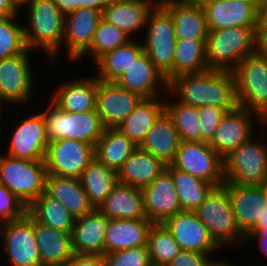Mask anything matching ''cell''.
Listing matches in <instances>:
<instances>
[{"label": "cell", "mask_w": 267, "mask_h": 266, "mask_svg": "<svg viewBox=\"0 0 267 266\" xmlns=\"http://www.w3.org/2000/svg\"><path fill=\"white\" fill-rule=\"evenodd\" d=\"M101 18V11L90 8H78L65 16L63 43L72 61H79L90 49Z\"/></svg>", "instance_id": "20"}, {"label": "cell", "mask_w": 267, "mask_h": 266, "mask_svg": "<svg viewBox=\"0 0 267 266\" xmlns=\"http://www.w3.org/2000/svg\"><path fill=\"white\" fill-rule=\"evenodd\" d=\"M97 86V77L66 81L54 92L53 103L69 113L95 110Z\"/></svg>", "instance_id": "32"}, {"label": "cell", "mask_w": 267, "mask_h": 266, "mask_svg": "<svg viewBox=\"0 0 267 266\" xmlns=\"http://www.w3.org/2000/svg\"><path fill=\"white\" fill-rule=\"evenodd\" d=\"M262 25L267 27V1L265 3V8L262 13Z\"/></svg>", "instance_id": "57"}, {"label": "cell", "mask_w": 267, "mask_h": 266, "mask_svg": "<svg viewBox=\"0 0 267 266\" xmlns=\"http://www.w3.org/2000/svg\"><path fill=\"white\" fill-rule=\"evenodd\" d=\"M32 0H11V3L13 4L14 8L19 11L21 6L28 5Z\"/></svg>", "instance_id": "55"}, {"label": "cell", "mask_w": 267, "mask_h": 266, "mask_svg": "<svg viewBox=\"0 0 267 266\" xmlns=\"http://www.w3.org/2000/svg\"><path fill=\"white\" fill-rule=\"evenodd\" d=\"M206 40L177 39L173 68L165 75L167 82L178 75L208 70Z\"/></svg>", "instance_id": "36"}, {"label": "cell", "mask_w": 267, "mask_h": 266, "mask_svg": "<svg viewBox=\"0 0 267 266\" xmlns=\"http://www.w3.org/2000/svg\"><path fill=\"white\" fill-rule=\"evenodd\" d=\"M238 106L267 117V60L257 51L232 70Z\"/></svg>", "instance_id": "7"}, {"label": "cell", "mask_w": 267, "mask_h": 266, "mask_svg": "<svg viewBox=\"0 0 267 266\" xmlns=\"http://www.w3.org/2000/svg\"><path fill=\"white\" fill-rule=\"evenodd\" d=\"M18 15L0 17V60L23 54L28 48Z\"/></svg>", "instance_id": "43"}, {"label": "cell", "mask_w": 267, "mask_h": 266, "mask_svg": "<svg viewBox=\"0 0 267 266\" xmlns=\"http://www.w3.org/2000/svg\"><path fill=\"white\" fill-rule=\"evenodd\" d=\"M142 52V42L138 43L135 39L106 52L95 61L99 71L97 79L103 82H115Z\"/></svg>", "instance_id": "37"}, {"label": "cell", "mask_w": 267, "mask_h": 266, "mask_svg": "<svg viewBox=\"0 0 267 266\" xmlns=\"http://www.w3.org/2000/svg\"><path fill=\"white\" fill-rule=\"evenodd\" d=\"M214 266H233L231 264H228V263H225L224 261L223 262H217Z\"/></svg>", "instance_id": "60"}, {"label": "cell", "mask_w": 267, "mask_h": 266, "mask_svg": "<svg viewBox=\"0 0 267 266\" xmlns=\"http://www.w3.org/2000/svg\"><path fill=\"white\" fill-rule=\"evenodd\" d=\"M47 170L44 161L0 155V185L28 207L45 192Z\"/></svg>", "instance_id": "6"}, {"label": "cell", "mask_w": 267, "mask_h": 266, "mask_svg": "<svg viewBox=\"0 0 267 266\" xmlns=\"http://www.w3.org/2000/svg\"><path fill=\"white\" fill-rule=\"evenodd\" d=\"M232 210L240 231L246 236L267 213V196L261 185L228 183Z\"/></svg>", "instance_id": "19"}, {"label": "cell", "mask_w": 267, "mask_h": 266, "mask_svg": "<svg viewBox=\"0 0 267 266\" xmlns=\"http://www.w3.org/2000/svg\"><path fill=\"white\" fill-rule=\"evenodd\" d=\"M2 239L10 266H43L35 239L34 217L29 212L18 220L6 222Z\"/></svg>", "instance_id": "12"}, {"label": "cell", "mask_w": 267, "mask_h": 266, "mask_svg": "<svg viewBox=\"0 0 267 266\" xmlns=\"http://www.w3.org/2000/svg\"><path fill=\"white\" fill-rule=\"evenodd\" d=\"M54 2L59 8L60 12L66 16L67 14L78 9V3H80V0H54Z\"/></svg>", "instance_id": "51"}, {"label": "cell", "mask_w": 267, "mask_h": 266, "mask_svg": "<svg viewBox=\"0 0 267 266\" xmlns=\"http://www.w3.org/2000/svg\"><path fill=\"white\" fill-rule=\"evenodd\" d=\"M194 212L219 247L226 243L241 245L245 242V235L240 231L232 210L228 183L214 187Z\"/></svg>", "instance_id": "4"}, {"label": "cell", "mask_w": 267, "mask_h": 266, "mask_svg": "<svg viewBox=\"0 0 267 266\" xmlns=\"http://www.w3.org/2000/svg\"><path fill=\"white\" fill-rule=\"evenodd\" d=\"M98 210L109 219H147L142 189L118 183Z\"/></svg>", "instance_id": "31"}, {"label": "cell", "mask_w": 267, "mask_h": 266, "mask_svg": "<svg viewBox=\"0 0 267 266\" xmlns=\"http://www.w3.org/2000/svg\"><path fill=\"white\" fill-rule=\"evenodd\" d=\"M143 99L138 93L126 90L115 82L98 80L95 110L105 128H117Z\"/></svg>", "instance_id": "15"}, {"label": "cell", "mask_w": 267, "mask_h": 266, "mask_svg": "<svg viewBox=\"0 0 267 266\" xmlns=\"http://www.w3.org/2000/svg\"><path fill=\"white\" fill-rule=\"evenodd\" d=\"M144 210L153 224H162L182 211L171 173L165 169L142 189Z\"/></svg>", "instance_id": "21"}, {"label": "cell", "mask_w": 267, "mask_h": 266, "mask_svg": "<svg viewBox=\"0 0 267 266\" xmlns=\"http://www.w3.org/2000/svg\"><path fill=\"white\" fill-rule=\"evenodd\" d=\"M18 11L14 8L11 0H0V17H10L18 15Z\"/></svg>", "instance_id": "53"}, {"label": "cell", "mask_w": 267, "mask_h": 266, "mask_svg": "<svg viewBox=\"0 0 267 266\" xmlns=\"http://www.w3.org/2000/svg\"><path fill=\"white\" fill-rule=\"evenodd\" d=\"M163 224L170 231L181 250L209 255L220 248L194 211H180Z\"/></svg>", "instance_id": "18"}, {"label": "cell", "mask_w": 267, "mask_h": 266, "mask_svg": "<svg viewBox=\"0 0 267 266\" xmlns=\"http://www.w3.org/2000/svg\"><path fill=\"white\" fill-rule=\"evenodd\" d=\"M10 145L7 150L9 156L44 161L49 145L45 120L41 114H32L24 119L13 130Z\"/></svg>", "instance_id": "17"}, {"label": "cell", "mask_w": 267, "mask_h": 266, "mask_svg": "<svg viewBox=\"0 0 267 266\" xmlns=\"http://www.w3.org/2000/svg\"><path fill=\"white\" fill-rule=\"evenodd\" d=\"M28 213V207L5 186L0 185V217L6 222L18 220Z\"/></svg>", "instance_id": "46"}, {"label": "cell", "mask_w": 267, "mask_h": 266, "mask_svg": "<svg viewBox=\"0 0 267 266\" xmlns=\"http://www.w3.org/2000/svg\"><path fill=\"white\" fill-rule=\"evenodd\" d=\"M256 51L267 60V27L264 25L257 32Z\"/></svg>", "instance_id": "50"}, {"label": "cell", "mask_w": 267, "mask_h": 266, "mask_svg": "<svg viewBox=\"0 0 267 266\" xmlns=\"http://www.w3.org/2000/svg\"><path fill=\"white\" fill-rule=\"evenodd\" d=\"M170 13L176 39L206 40L209 30L199 1L159 0Z\"/></svg>", "instance_id": "23"}, {"label": "cell", "mask_w": 267, "mask_h": 266, "mask_svg": "<svg viewBox=\"0 0 267 266\" xmlns=\"http://www.w3.org/2000/svg\"><path fill=\"white\" fill-rule=\"evenodd\" d=\"M263 127H267V117L264 119V126Z\"/></svg>", "instance_id": "62"}, {"label": "cell", "mask_w": 267, "mask_h": 266, "mask_svg": "<svg viewBox=\"0 0 267 266\" xmlns=\"http://www.w3.org/2000/svg\"><path fill=\"white\" fill-rule=\"evenodd\" d=\"M93 158V145L80 140L61 139L49 143L44 162L47 174L80 179Z\"/></svg>", "instance_id": "11"}, {"label": "cell", "mask_w": 267, "mask_h": 266, "mask_svg": "<svg viewBox=\"0 0 267 266\" xmlns=\"http://www.w3.org/2000/svg\"><path fill=\"white\" fill-rule=\"evenodd\" d=\"M136 148L131 139L117 128H105L94 147L95 158L118 171Z\"/></svg>", "instance_id": "35"}, {"label": "cell", "mask_w": 267, "mask_h": 266, "mask_svg": "<svg viewBox=\"0 0 267 266\" xmlns=\"http://www.w3.org/2000/svg\"><path fill=\"white\" fill-rule=\"evenodd\" d=\"M261 186L264 189L265 194L267 196V178L262 182Z\"/></svg>", "instance_id": "59"}, {"label": "cell", "mask_w": 267, "mask_h": 266, "mask_svg": "<svg viewBox=\"0 0 267 266\" xmlns=\"http://www.w3.org/2000/svg\"><path fill=\"white\" fill-rule=\"evenodd\" d=\"M63 266H104V256L74 254Z\"/></svg>", "instance_id": "48"}, {"label": "cell", "mask_w": 267, "mask_h": 266, "mask_svg": "<svg viewBox=\"0 0 267 266\" xmlns=\"http://www.w3.org/2000/svg\"><path fill=\"white\" fill-rule=\"evenodd\" d=\"M181 1H200V0H181Z\"/></svg>", "instance_id": "63"}, {"label": "cell", "mask_w": 267, "mask_h": 266, "mask_svg": "<svg viewBox=\"0 0 267 266\" xmlns=\"http://www.w3.org/2000/svg\"><path fill=\"white\" fill-rule=\"evenodd\" d=\"M115 83L126 90L138 93L143 98L159 97L162 92H159L158 85H161V89L164 87V92L166 91L169 94L165 75L154 66L144 51L131 63Z\"/></svg>", "instance_id": "22"}, {"label": "cell", "mask_w": 267, "mask_h": 266, "mask_svg": "<svg viewBox=\"0 0 267 266\" xmlns=\"http://www.w3.org/2000/svg\"><path fill=\"white\" fill-rule=\"evenodd\" d=\"M254 228H267V213L263 219H260Z\"/></svg>", "instance_id": "56"}, {"label": "cell", "mask_w": 267, "mask_h": 266, "mask_svg": "<svg viewBox=\"0 0 267 266\" xmlns=\"http://www.w3.org/2000/svg\"><path fill=\"white\" fill-rule=\"evenodd\" d=\"M180 142L173 119L165 110L151 126L139 147L166 165H170L179 149Z\"/></svg>", "instance_id": "28"}, {"label": "cell", "mask_w": 267, "mask_h": 266, "mask_svg": "<svg viewBox=\"0 0 267 266\" xmlns=\"http://www.w3.org/2000/svg\"><path fill=\"white\" fill-rule=\"evenodd\" d=\"M28 212L38 221L56 230L72 233L75 217L58 200L41 194L31 205Z\"/></svg>", "instance_id": "39"}, {"label": "cell", "mask_w": 267, "mask_h": 266, "mask_svg": "<svg viewBox=\"0 0 267 266\" xmlns=\"http://www.w3.org/2000/svg\"><path fill=\"white\" fill-rule=\"evenodd\" d=\"M166 168L163 161L138 146L117 171L118 183L143 189Z\"/></svg>", "instance_id": "26"}, {"label": "cell", "mask_w": 267, "mask_h": 266, "mask_svg": "<svg viewBox=\"0 0 267 266\" xmlns=\"http://www.w3.org/2000/svg\"><path fill=\"white\" fill-rule=\"evenodd\" d=\"M253 114L255 119L261 123L260 127L262 125L264 128V120L258 114L238 106L223 116L209 143L210 147L224 159L234 149L248 141L255 132Z\"/></svg>", "instance_id": "13"}, {"label": "cell", "mask_w": 267, "mask_h": 266, "mask_svg": "<svg viewBox=\"0 0 267 266\" xmlns=\"http://www.w3.org/2000/svg\"><path fill=\"white\" fill-rule=\"evenodd\" d=\"M152 266H166L181 251L170 231L162 224H152L147 237Z\"/></svg>", "instance_id": "40"}, {"label": "cell", "mask_w": 267, "mask_h": 266, "mask_svg": "<svg viewBox=\"0 0 267 266\" xmlns=\"http://www.w3.org/2000/svg\"><path fill=\"white\" fill-rule=\"evenodd\" d=\"M152 224L148 219H109L105 232V253L147 245Z\"/></svg>", "instance_id": "29"}, {"label": "cell", "mask_w": 267, "mask_h": 266, "mask_svg": "<svg viewBox=\"0 0 267 266\" xmlns=\"http://www.w3.org/2000/svg\"><path fill=\"white\" fill-rule=\"evenodd\" d=\"M143 51L154 66L166 75L174 66L176 35L170 13L158 3L147 19Z\"/></svg>", "instance_id": "9"}, {"label": "cell", "mask_w": 267, "mask_h": 266, "mask_svg": "<svg viewBox=\"0 0 267 266\" xmlns=\"http://www.w3.org/2000/svg\"><path fill=\"white\" fill-rule=\"evenodd\" d=\"M209 257L198 252L181 250L166 266H214L217 262Z\"/></svg>", "instance_id": "47"}, {"label": "cell", "mask_w": 267, "mask_h": 266, "mask_svg": "<svg viewBox=\"0 0 267 266\" xmlns=\"http://www.w3.org/2000/svg\"><path fill=\"white\" fill-rule=\"evenodd\" d=\"M34 232L43 266H63L74 255L71 233L56 230L35 218Z\"/></svg>", "instance_id": "27"}, {"label": "cell", "mask_w": 267, "mask_h": 266, "mask_svg": "<svg viewBox=\"0 0 267 266\" xmlns=\"http://www.w3.org/2000/svg\"><path fill=\"white\" fill-rule=\"evenodd\" d=\"M165 110L173 119L181 141H200V120L198 108L180 102H166Z\"/></svg>", "instance_id": "41"}, {"label": "cell", "mask_w": 267, "mask_h": 266, "mask_svg": "<svg viewBox=\"0 0 267 266\" xmlns=\"http://www.w3.org/2000/svg\"><path fill=\"white\" fill-rule=\"evenodd\" d=\"M80 181L90 204L94 209H98L118 184V175L117 171L93 158L83 171Z\"/></svg>", "instance_id": "34"}, {"label": "cell", "mask_w": 267, "mask_h": 266, "mask_svg": "<svg viewBox=\"0 0 267 266\" xmlns=\"http://www.w3.org/2000/svg\"><path fill=\"white\" fill-rule=\"evenodd\" d=\"M28 8L29 21L23 27L26 46L30 51L40 47L54 60L63 45L65 16L54 0H32Z\"/></svg>", "instance_id": "3"}, {"label": "cell", "mask_w": 267, "mask_h": 266, "mask_svg": "<svg viewBox=\"0 0 267 266\" xmlns=\"http://www.w3.org/2000/svg\"><path fill=\"white\" fill-rule=\"evenodd\" d=\"M2 105H4V103L0 100V113L2 114V112H1V110L3 109V106ZM2 108V109H1ZM0 114V115H1ZM1 117V116H0Z\"/></svg>", "instance_id": "61"}, {"label": "cell", "mask_w": 267, "mask_h": 266, "mask_svg": "<svg viewBox=\"0 0 267 266\" xmlns=\"http://www.w3.org/2000/svg\"><path fill=\"white\" fill-rule=\"evenodd\" d=\"M110 0H80L78 8H90L103 12Z\"/></svg>", "instance_id": "52"}, {"label": "cell", "mask_w": 267, "mask_h": 266, "mask_svg": "<svg viewBox=\"0 0 267 266\" xmlns=\"http://www.w3.org/2000/svg\"><path fill=\"white\" fill-rule=\"evenodd\" d=\"M104 266H152L147 245L104 254Z\"/></svg>", "instance_id": "44"}, {"label": "cell", "mask_w": 267, "mask_h": 266, "mask_svg": "<svg viewBox=\"0 0 267 266\" xmlns=\"http://www.w3.org/2000/svg\"><path fill=\"white\" fill-rule=\"evenodd\" d=\"M29 49L23 54L0 60V100L25 104L33 95V77Z\"/></svg>", "instance_id": "14"}, {"label": "cell", "mask_w": 267, "mask_h": 266, "mask_svg": "<svg viewBox=\"0 0 267 266\" xmlns=\"http://www.w3.org/2000/svg\"><path fill=\"white\" fill-rule=\"evenodd\" d=\"M130 40H132V38L126 32L101 18L97 25L90 49L85 55L89 54L95 62L106 52L121 47Z\"/></svg>", "instance_id": "42"}, {"label": "cell", "mask_w": 267, "mask_h": 266, "mask_svg": "<svg viewBox=\"0 0 267 266\" xmlns=\"http://www.w3.org/2000/svg\"><path fill=\"white\" fill-rule=\"evenodd\" d=\"M261 27H229L210 30L206 39L209 69L232 71L244 57L254 54Z\"/></svg>", "instance_id": "2"}, {"label": "cell", "mask_w": 267, "mask_h": 266, "mask_svg": "<svg viewBox=\"0 0 267 266\" xmlns=\"http://www.w3.org/2000/svg\"><path fill=\"white\" fill-rule=\"evenodd\" d=\"M172 175L182 211H195L215 187L193 175L167 165Z\"/></svg>", "instance_id": "38"}, {"label": "cell", "mask_w": 267, "mask_h": 266, "mask_svg": "<svg viewBox=\"0 0 267 266\" xmlns=\"http://www.w3.org/2000/svg\"><path fill=\"white\" fill-rule=\"evenodd\" d=\"M198 111L200 120V142L209 144L227 111L216 105L202 106L198 108Z\"/></svg>", "instance_id": "45"}, {"label": "cell", "mask_w": 267, "mask_h": 266, "mask_svg": "<svg viewBox=\"0 0 267 266\" xmlns=\"http://www.w3.org/2000/svg\"><path fill=\"white\" fill-rule=\"evenodd\" d=\"M165 111L164 100L144 98L134 111L117 127L138 147L158 117Z\"/></svg>", "instance_id": "33"}, {"label": "cell", "mask_w": 267, "mask_h": 266, "mask_svg": "<svg viewBox=\"0 0 267 266\" xmlns=\"http://www.w3.org/2000/svg\"><path fill=\"white\" fill-rule=\"evenodd\" d=\"M108 221L109 218L98 209L76 218L71 233L74 254L104 256Z\"/></svg>", "instance_id": "24"}, {"label": "cell", "mask_w": 267, "mask_h": 266, "mask_svg": "<svg viewBox=\"0 0 267 266\" xmlns=\"http://www.w3.org/2000/svg\"><path fill=\"white\" fill-rule=\"evenodd\" d=\"M45 193L58 200L75 218L94 210L80 179L47 174Z\"/></svg>", "instance_id": "30"}, {"label": "cell", "mask_w": 267, "mask_h": 266, "mask_svg": "<svg viewBox=\"0 0 267 266\" xmlns=\"http://www.w3.org/2000/svg\"><path fill=\"white\" fill-rule=\"evenodd\" d=\"M238 1H244L253 4L261 13H263L266 3L265 0H238Z\"/></svg>", "instance_id": "54"}, {"label": "cell", "mask_w": 267, "mask_h": 266, "mask_svg": "<svg viewBox=\"0 0 267 266\" xmlns=\"http://www.w3.org/2000/svg\"><path fill=\"white\" fill-rule=\"evenodd\" d=\"M168 92L176 94L178 102L196 108L216 105L228 112L238 107L235 78L228 70L178 75L168 82Z\"/></svg>", "instance_id": "1"}, {"label": "cell", "mask_w": 267, "mask_h": 266, "mask_svg": "<svg viewBox=\"0 0 267 266\" xmlns=\"http://www.w3.org/2000/svg\"><path fill=\"white\" fill-rule=\"evenodd\" d=\"M170 165L215 187L225 183L223 158L208 143L181 141Z\"/></svg>", "instance_id": "10"}, {"label": "cell", "mask_w": 267, "mask_h": 266, "mask_svg": "<svg viewBox=\"0 0 267 266\" xmlns=\"http://www.w3.org/2000/svg\"><path fill=\"white\" fill-rule=\"evenodd\" d=\"M223 161L225 183L261 185L267 178V144L255 141L254 136Z\"/></svg>", "instance_id": "8"}, {"label": "cell", "mask_w": 267, "mask_h": 266, "mask_svg": "<svg viewBox=\"0 0 267 266\" xmlns=\"http://www.w3.org/2000/svg\"><path fill=\"white\" fill-rule=\"evenodd\" d=\"M155 2V3H154ZM110 0L102 12V18L130 37L147 24V19L159 0Z\"/></svg>", "instance_id": "25"}, {"label": "cell", "mask_w": 267, "mask_h": 266, "mask_svg": "<svg viewBox=\"0 0 267 266\" xmlns=\"http://www.w3.org/2000/svg\"><path fill=\"white\" fill-rule=\"evenodd\" d=\"M1 220H2V222H1V223H2L1 225H2V226H0V229H1V230H0V231H1L0 234H1V237H3V230H4V227H5V225H6V221H5L3 218L0 217V221H1Z\"/></svg>", "instance_id": "58"}, {"label": "cell", "mask_w": 267, "mask_h": 266, "mask_svg": "<svg viewBox=\"0 0 267 266\" xmlns=\"http://www.w3.org/2000/svg\"><path fill=\"white\" fill-rule=\"evenodd\" d=\"M41 114L45 120L49 142L71 139L95 147L105 129L96 110L69 113L52 102Z\"/></svg>", "instance_id": "5"}, {"label": "cell", "mask_w": 267, "mask_h": 266, "mask_svg": "<svg viewBox=\"0 0 267 266\" xmlns=\"http://www.w3.org/2000/svg\"><path fill=\"white\" fill-rule=\"evenodd\" d=\"M253 239L259 240L260 249L267 256V228H253L246 236L245 241Z\"/></svg>", "instance_id": "49"}, {"label": "cell", "mask_w": 267, "mask_h": 266, "mask_svg": "<svg viewBox=\"0 0 267 266\" xmlns=\"http://www.w3.org/2000/svg\"><path fill=\"white\" fill-rule=\"evenodd\" d=\"M208 30L229 27H261L262 13L253 5L238 0H200Z\"/></svg>", "instance_id": "16"}]
</instances>
